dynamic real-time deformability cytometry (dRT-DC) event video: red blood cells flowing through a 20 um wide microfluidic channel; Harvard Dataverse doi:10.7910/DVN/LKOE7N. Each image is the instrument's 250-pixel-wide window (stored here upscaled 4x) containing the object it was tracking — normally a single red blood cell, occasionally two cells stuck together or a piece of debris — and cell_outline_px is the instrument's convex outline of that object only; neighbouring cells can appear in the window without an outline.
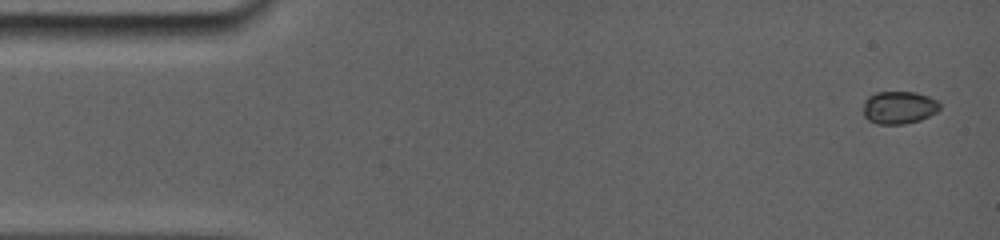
{"species": "common noctule bat (a hibernating species)", "species_latin": "Nyctalus noctula", "temperature_condition": "room temperature", "stored_images_in_passage": 10, "camera_frame_rate_fps": 5000, "um_per_image_px": 0.085, "animal": {"sex": "female", "body_mass_g": 19.0, "forearm_length_mm": 56.7}, "frame": {"image": 1, "passage_image": 1, "time_ms": 0.0, "image_size_px": [1000, 240], "cell_outline_px": [[940, 108], [936, 112], [928, 116], [916, 120], [900, 124], [880, 124], [868, 120], [864, 116], [864, 100], [868, 96], [876, 92], [916, 92], [928, 96], [936, 100], [940, 104]], "centroid_in_image_um": [76.38, 9.12], "position_along_channel_um": 8.6, "area_um2": 14.39}}
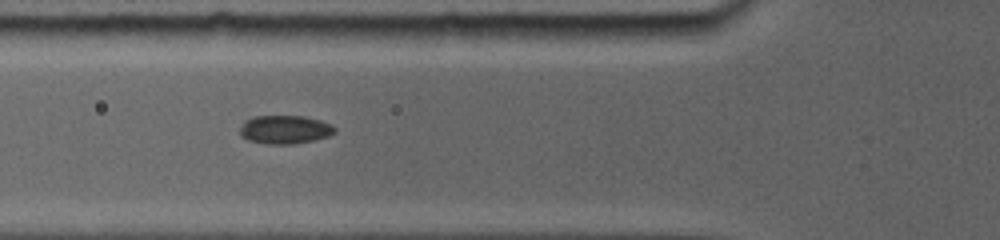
{"frame": {"image": 2, "passage_image": 6, "time_ms": 5.4, "image_size_px": [1000, 240], "cell_outline_px": [[336, 132], [328, 136], [312, 140], [288, 144], [276, 144], [248, 140], [240, 132], [240, 128], [244, 120], [256, 116], [304, 116], [320, 120], [336, 128]], "centroid_in_image_um": [24.22, 10.99], "position_along_channel_um": 101.6, "area_um2": 15.37}}
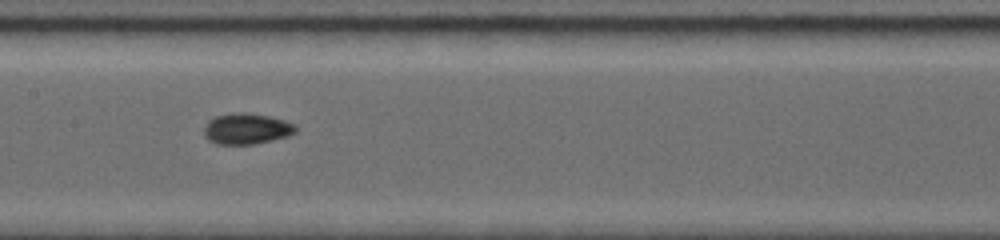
{"frame": {"image": 3, "passage_image": 9, "time_ms": 7.6, "image_size_px": [1000, 240], "cell_outline_px": [[296, 132], [284, 136], [252, 144], [220, 144], [212, 140], [204, 132], [204, 128], [208, 120], [216, 116], [268, 116], [284, 120], [292, 124], [296, 128]], "centroid_in_image_um": [20.96, 10.99], "position_along_channel_um": 186.4, "area_um2": 15.03}}